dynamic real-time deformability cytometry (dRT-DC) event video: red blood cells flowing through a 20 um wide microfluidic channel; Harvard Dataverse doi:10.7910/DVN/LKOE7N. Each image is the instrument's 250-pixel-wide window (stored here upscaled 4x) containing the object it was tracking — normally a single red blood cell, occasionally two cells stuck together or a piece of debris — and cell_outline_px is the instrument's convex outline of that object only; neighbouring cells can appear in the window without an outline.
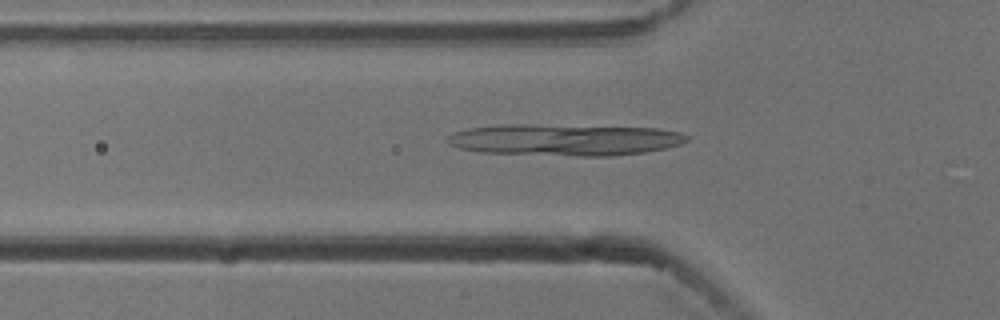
{"species": "common noctule bat (a hibernating species)", "species_latin": "Nyctalus noctula", "temperature_condition": "cold", "stored_images_in_passage": 53, "camera_frame_rate_fps": 3000, "um_per_image_px": 0.085, "animal": {"sex": "male", "body_mass_g": 13.3}, "frame": {"image": 1, "passage_image": 17, "time_ms": 5.333, "image_size_px": [1000, 320], "cell_outline_px": [[688, 140], [680, 144], [664, 148], [644, 152], [612, 156], [576, 156], [480, 152], [460, 148], [448, 144], [448, 136], [452, 132], [468, 128], [500, 124], [528, 124], [660, 128], [680, 132], [688, 136]], "centroid_in_image_um": [47.98, 11.87], "position_along_channel_um": 77.8, "area_um2": 44.27}}
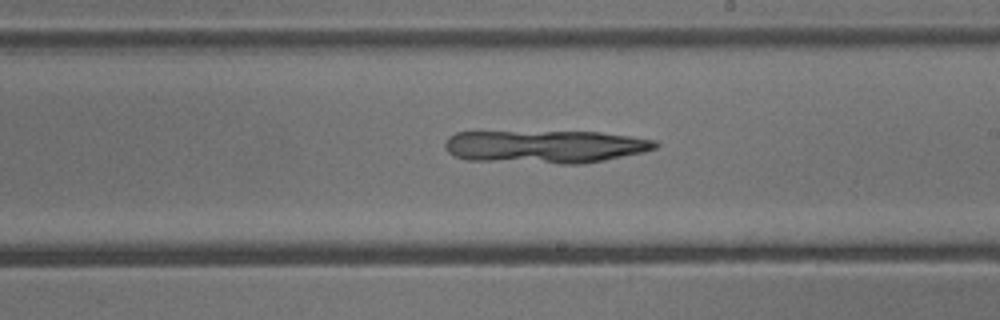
{"frame": {"image": 2, "passage_image": 30, "time_ms": 9.667, "image_size_px": [1000, 320], "cell_outline_px": [[660, 144], [656, 148], [644, 152], [584, 164], [560, 164], [468, 160], [456, 156], [448, 152], [444, 148], [444, 144], [448, 136], [456, 132], [600, 132], [656, 140]], "centroid_in_image_um": [46.34, 12.47], "position_along_channel_um": 242.7, "area_um2": 40.52}}
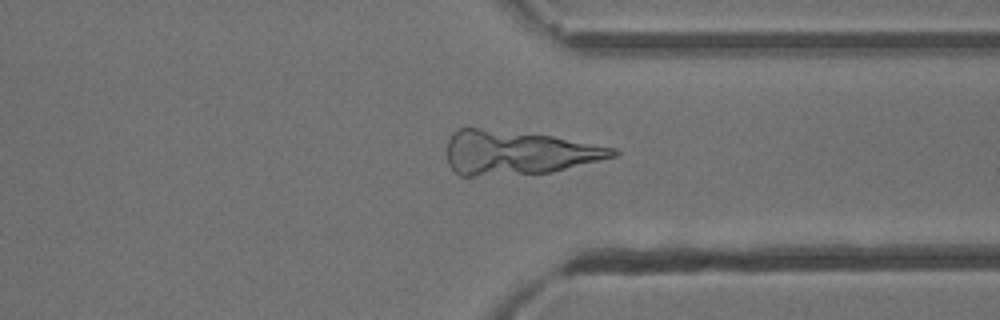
{"frame": {"image": 3, "passage_image": 40, "time_ms": 13.0, "image_size_px": [1000, 320], "cell_outline_px": [[620, 152], [616, 156], [552, 172], [472, 176], [460, 176], [448, 164], [448, 140], [452, 132], [460, 128], [476, 128], [552, 136], [616, 148]], "centroid_in_image_um": [44.02, 12.98], "position_along_channel_um": 367.4, "area_um2": 42.14}}